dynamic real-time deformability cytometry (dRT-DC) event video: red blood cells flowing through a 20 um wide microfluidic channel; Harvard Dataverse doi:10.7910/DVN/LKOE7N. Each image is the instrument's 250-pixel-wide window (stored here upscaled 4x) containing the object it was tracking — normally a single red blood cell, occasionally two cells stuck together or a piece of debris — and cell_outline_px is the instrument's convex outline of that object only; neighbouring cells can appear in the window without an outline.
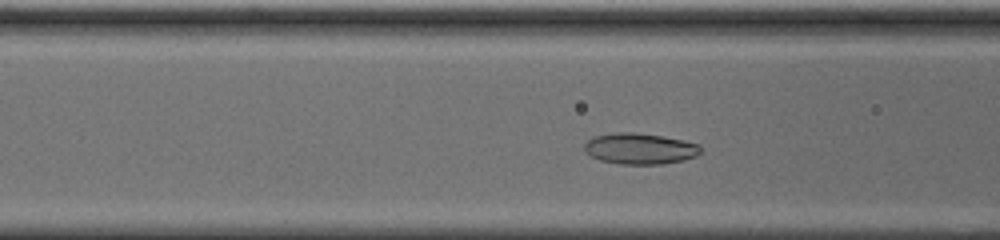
{"species": "common noctule bat (a hibernating species)", "species_latin": "Nyctalus noctula", "temperature_condition": "cold", "stored_images_in_passage": 30, "camera_frame_rate_fps": 3000, "um_per_image_px": 0.085, "animal": {"sex": "male", "body_mass_g": 20.0, "forearm_length_mm": 53.3}, "frame": {"image": 1, "passage_image": 5, "time_ms": 1.333, "image_size_px": [1000, 240], "cell_outline_px": [[700, 152], [696, 156], [684, 160], [660, 164], [620, 164], [600, 160], [592, 156], [584, 148], [584, 144], [592, 136], [616, 132], [632, 132], [664, 136], [684, 140], [700, 144]], "centroid_in_image_um": [54.4, 12.62], "position_along_channel_um": 112.2, "area_um2": 21.04}}
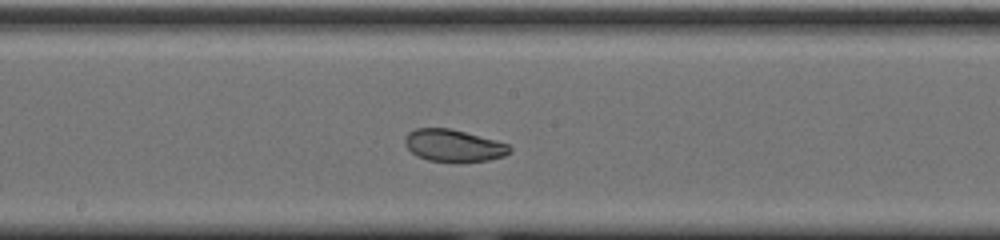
{"frame": {"image": 2, "passage_image": 13, "time_ms": 4.0, "image_size_px": [1000, 240], "cell_outline_px": [[512, 152], [504, 156], [488, 160], [460, 164], [428, 160], [416, 156], [404, 144], [404, 136], [408, 132], [416, 128], [448, 128], [496, 140], [508, 144], [512, 148]], "centroid_in_image_um": [38.55, 12.4], "position_along_channel_um": 209.6, "area_um2": 20.11}}
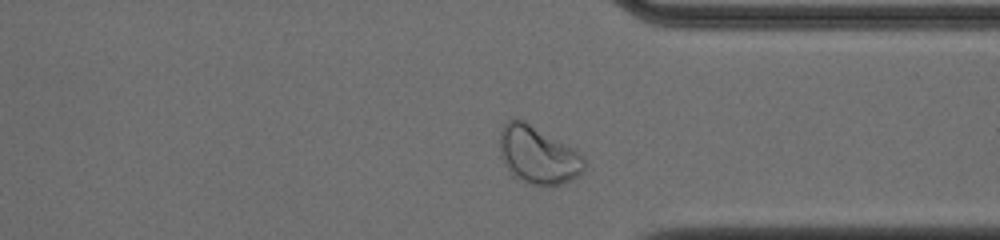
{"frame": {"image": 3, "passage_image": 26, "time_ms": 8.333, "image_size_px": [1000, 240], "cell_outline_px": [[584, 172], [572, 180], [548, 188], [532, 184], [520, 180], [512, 176], [504, 164], [500, 156], [500, 128], [508, 120], [524, 120], [572, 148], [584, 160]], "centroid_in_image_um": [45.69, 13.22], "position_along_channel_um": 365.7, "area_um2": 28.32}, "authors_computed_cell_mechanics": {"area_um2": 20.5479, "velocity_mm_per_s": 3.6564, "shape_relaxation_time_tau1_ms": 2.9031, "shape_relaxation_time_tau2_ms": 1.8788, "deformation_change_tau1": 0.1107, "deformation_change_tau2": 0.0564}}